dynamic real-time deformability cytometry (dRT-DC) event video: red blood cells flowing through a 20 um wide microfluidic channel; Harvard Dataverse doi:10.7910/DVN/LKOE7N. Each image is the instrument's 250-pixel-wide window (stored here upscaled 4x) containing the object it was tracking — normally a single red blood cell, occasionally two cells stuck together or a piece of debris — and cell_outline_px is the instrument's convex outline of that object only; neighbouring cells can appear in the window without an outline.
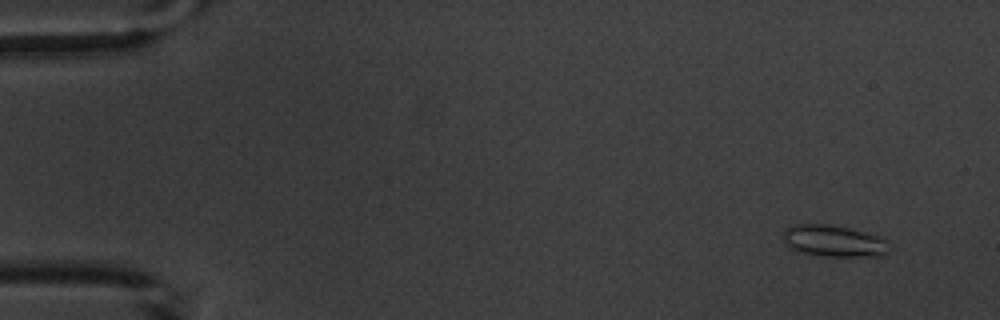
{"species": "common noctule bat (a hibernating species)", "species_latin": "Nyctalus noctula", "temperature_condition": "warm", "stored_images_in_passage": 3, "camera_frame_rate_fps": 3000, "um_per_image_px": 0.085, "animal": {"sex": "male", "body_mass_g": 20.1, "forearm_length_mm": 53.5}, "frame": {"image": 1, "passage_image": 1, "time_ms": 0.0, "image_size_px": [1000, 320], "cell_outline_px": [[892, 248], [884, 256], [820, 256], [800, 252], [792, 248], [784, 240], [784, 232], [788, 228], [796, 224], [828, 224], [848, 228], [880, 236], [888, 240]], "centroid_in_image_um": [70.97, 20.49], "position_along_channel_um": 14.0, "area_um2": 19.59}}